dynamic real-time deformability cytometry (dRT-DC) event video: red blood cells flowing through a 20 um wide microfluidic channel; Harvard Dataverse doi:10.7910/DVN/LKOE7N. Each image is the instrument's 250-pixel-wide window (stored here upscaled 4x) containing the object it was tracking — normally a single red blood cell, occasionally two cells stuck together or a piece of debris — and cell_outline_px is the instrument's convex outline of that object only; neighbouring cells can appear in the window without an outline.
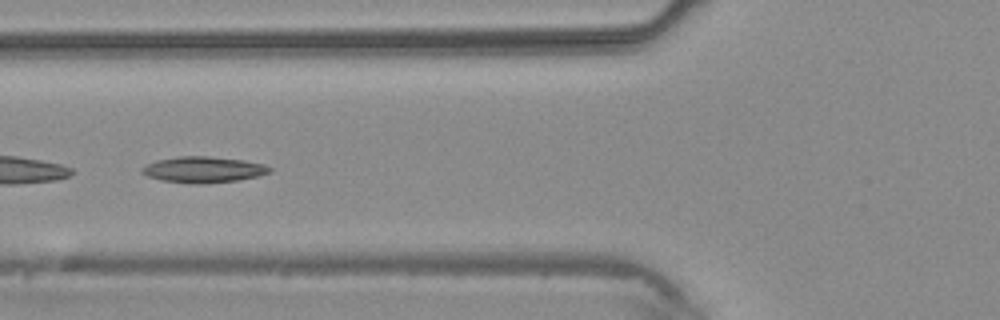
{"species": "common noctule bat (a hibernating species)", "species_latin": "Nyctalus noctula", "temperature_condition": "warm", "stored_images_in_passage": 3, "camera_frame_rate_fps": 3000, "um_per_image_px": 0.085, "animal": {"sex": "male", "body_mass_g": 20.4}, "frame": {"image": 1, "passage_image": 3, "time_ms": 3.0, "image_size_px": [1000, 320], "cell_outline_px": [[272, 172], [256, 176], [236, 180], [200, 184], [192, 184], [160, 180], [148, 176], [140, 172], [140, 168], [156, 160], [180, 156], [208, 156], [244, 160], [264, 164], [272, 168]], "centroid_in_image_um": [17.27, 14.41], "position_along_channel_um": 108.5, "area_um2": 19.36}}